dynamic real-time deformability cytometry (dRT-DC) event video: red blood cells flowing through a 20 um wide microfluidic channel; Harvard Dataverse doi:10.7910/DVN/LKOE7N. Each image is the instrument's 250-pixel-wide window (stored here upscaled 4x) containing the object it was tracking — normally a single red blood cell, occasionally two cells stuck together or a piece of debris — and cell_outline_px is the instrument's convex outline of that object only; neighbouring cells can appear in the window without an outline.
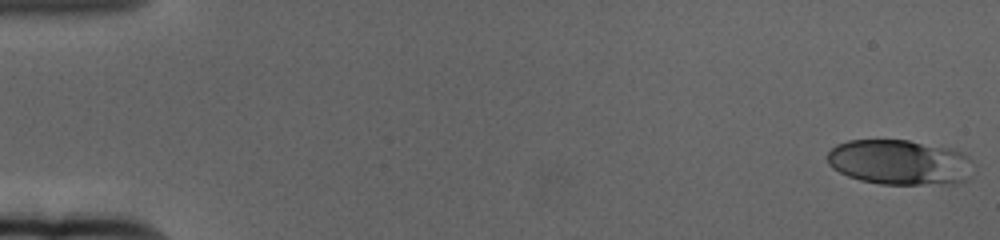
{"species": "human", "species_latin": "Homo sapiens", "temperature_condition": "cold", "stored_images_in_passage": 60, "camera_frame_rate_fps": 3000, "um_per_image_px": 0.085, "donor": {"sex": "female"}, "frame": {"image": 1, "passage_image": 1, "time_ms": 0.0, "image_size_px": [1000, 240], "cell_outline_px": [[972, 176], [968, 180], [952, 184], [880, 184], [860, 180], [848, 176], [832, 168], [828, 164], [824, 156], [836, 144], [848, 140], [908, 140], [952, 148], [964, 152], [972, 160]], "centroid_in_image_um": [76.49, 13.79], "position_along_channel_um": 8.5, "area_um2": 39.13}}
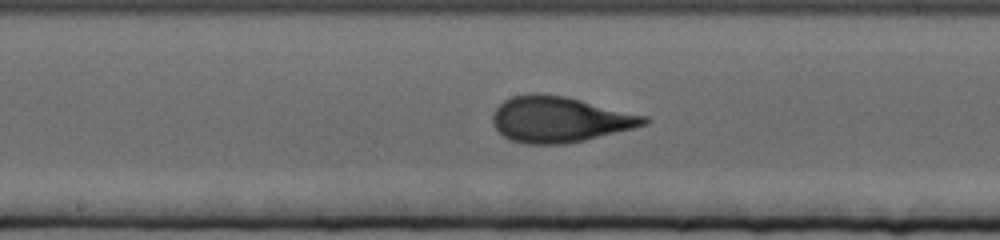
{"frame": {"image": 2, "passage_image": 32, "time_ms": 10.333, "image_size_px": [1000, 240], "cell_outline_px": [[652, 120], [648, 124], [584, 140], [564, 144], [528, 144], [512, 140], [504, 136], [492, 124], [492, 116], [496, 108], [504, 100], [512, 96], [528, 92], [536, 92], [568, 96], [648, 116]], "centroid_in_image_um": [47.58, 10.12], "position_along_channel_um": 200.6, "area_um2": 40.69}}
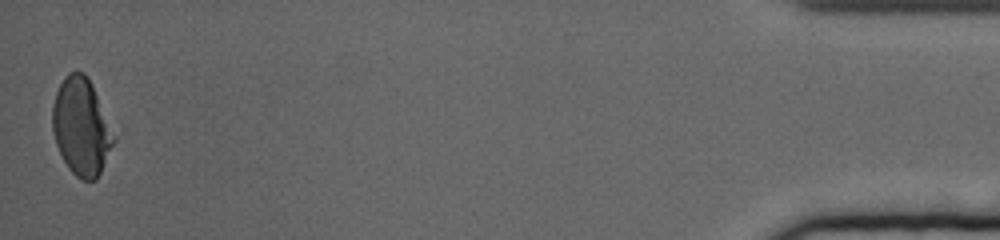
{"frame": {"image": 3, "passage_image": 60, "time_ms": 19.667, "image_size_px": [1000, 240], "cell_outline_px": [[116, 140], [96, 180], [80, 180], [68, 168], [56, 144], [52, 132], [52, 104], [56, 92], [64, 76], [68, 72], [84, 72], [92, 84]], "centroid_in_image_um": [6.89, 10.78], "position_along_channel_um": 428.3, "area_um2": 34.45}, "authors_computed_cell_mechanics": {"area_um2": 38.4948, "velocity_mm_per_s": 3.345, "shape_relaxation_time_tau1_ms": 4.8273, "shape_relaxation_time_tau2_ms": 0.7539, "deformation_change_tau1": 0.165, "deformation_change_tau2": 0.0767}}